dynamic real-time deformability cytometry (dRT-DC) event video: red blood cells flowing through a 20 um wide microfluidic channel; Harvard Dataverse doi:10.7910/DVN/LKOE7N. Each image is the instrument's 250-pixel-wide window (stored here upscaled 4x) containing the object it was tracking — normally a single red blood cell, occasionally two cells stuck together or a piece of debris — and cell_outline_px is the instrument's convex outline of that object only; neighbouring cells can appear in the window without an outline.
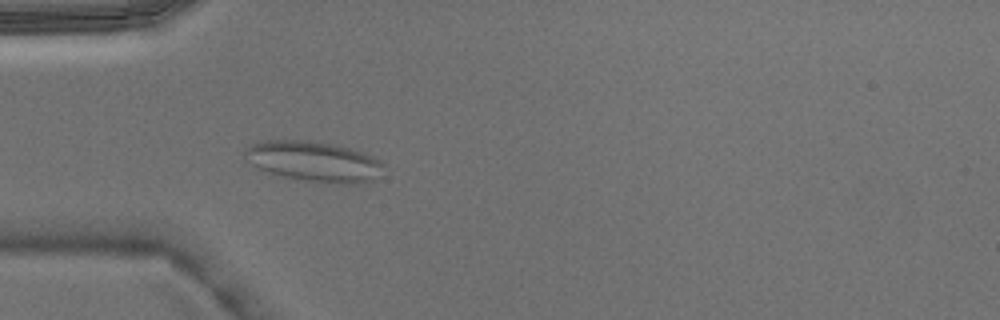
{"species": "Egyptian fruit bat (a non-hibernating species)", "species_latin": "Rousettus aegyptiacus", "temperature_condition": "warm", "stored_images_in_passage": 4, "camera_frame_rate_fps": 3000, "um_per_image_px": 0.085, "animal": {"sex": "male"}, "frame": {"image": 1, "passage_image": 4, "time_ms": 1.0, "image_size_px": [1000, 320], "cell_outline_px": [[384, 164], [380, 176], [372, 180], [356, 184], [340, 184], [300, 180], [284, 176], [260, 168], [244, 160], [244, 152], [252, 144], [268, 140], [308, 140], [332, 144], [348, 148], [372, 156], [380, 160]], "centroid_in_image_um": [26.7, 13.73], "position_along_channel_um": 58.3, "area_um2": 32.37}}